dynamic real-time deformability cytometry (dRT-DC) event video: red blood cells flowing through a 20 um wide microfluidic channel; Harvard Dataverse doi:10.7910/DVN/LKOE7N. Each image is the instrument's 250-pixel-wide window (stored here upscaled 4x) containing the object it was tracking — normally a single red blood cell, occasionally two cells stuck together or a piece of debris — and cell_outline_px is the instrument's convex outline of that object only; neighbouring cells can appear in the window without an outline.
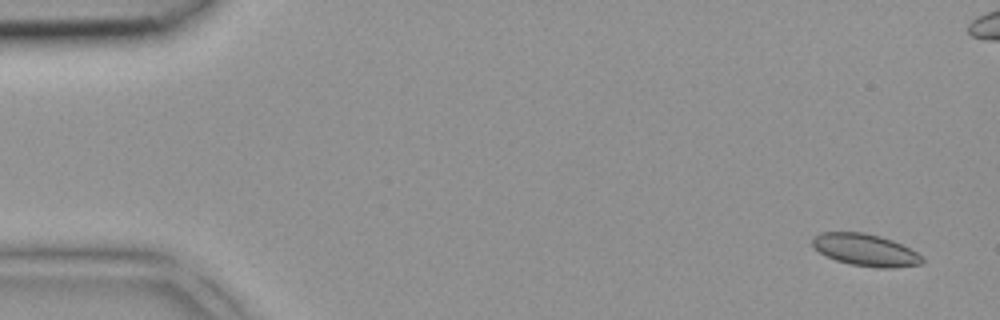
{"species": "common noctule bat (a hibernating species)", "species_latin": "Nyctalus noctula", "temperature_condition": "room temperature", "stored_images_in_passage": 4, "camera_frame_rate_fps": 3000, "um_per_image_px": 0.085, "animal": {"sex": "female", "body_mass_g": 18.4}, "frame": {"image": 1, "passage_image": 1, "time_ms": 0.0, "image_size_px": [1000, 320], "cell_outline_px": [[924, 260], [920, 264], [892, 268], [876, 268], [848, 264], [836, 260], [820, 252], [812, 244], [812, 240], [820, 232], [864, 232], [880, 236], [892, 240], [924, 256]], "centroid_in_image_um": [73.58, 21.25], "position_along_channel_um": 11.4, "area_um2": 20.4}}